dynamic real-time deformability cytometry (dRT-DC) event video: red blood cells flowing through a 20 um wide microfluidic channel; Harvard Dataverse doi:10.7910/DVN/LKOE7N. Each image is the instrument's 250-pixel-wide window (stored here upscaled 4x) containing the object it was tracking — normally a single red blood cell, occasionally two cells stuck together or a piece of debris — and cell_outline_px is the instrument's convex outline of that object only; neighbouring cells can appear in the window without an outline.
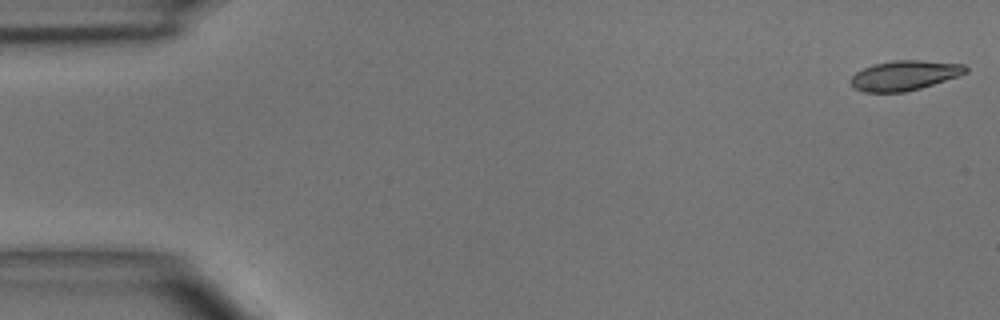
{"species": "common noctule bat (a hibernating species)", "species_latin": "Nyctalus noctula", "temperature_condition": "room temperature", "stored_images_in_passage": 50, "camera_frame_rate_fps": 3000, "um_per_image_px": 0.085, "animal": {"sex": "male", "body_mass_g": 15.6}, "frame": {"image": 1, "passage_image": 1, "time_ms": 0.0, "image_size_px": [1000, 320], "cell_outline_px": [[968, 72], [960, 76], [920, 88], [904, 92], [864, 92], [852, 88], [848, 80], [856, 72], [872, 64], [892, 60], [920, 60], [964, 64], [968, 68]], "centroid_in_image_um": [76.86, 6.41], "position_along_channel_um": 8.1, "area_um2": 20.23}}
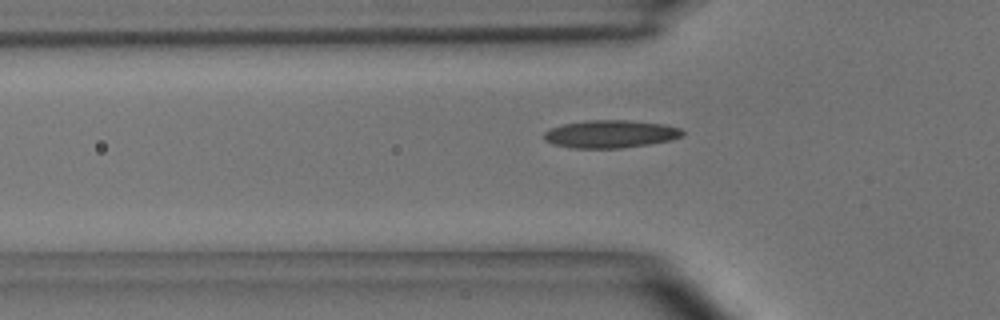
{"frame": {"image": 2, "passage_image": 16, "time_ms": 5.0, "image_size_px": [1000, 320], "cell_outline_px": [[684, 132], [680, 136], [672, 140], [624, 148], [572, 148], [552, 144], [544, 140], [544, 132], [548, 128], [564, 124], [588, 120], [628, 120], [664, 124], [680, 128]], "centroid_in_image_um": [51.86, 11.39], "position_along_channel_um": 73.9, "area_um2": 22.48}}
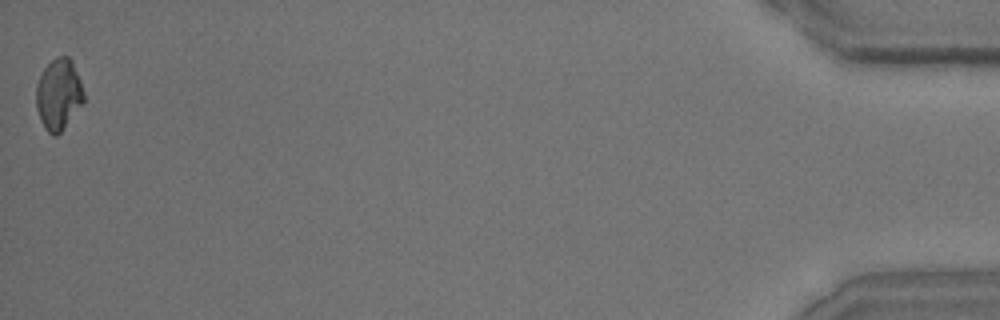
{"frame": {"image": 3, "passage_image": 50, "time_ms": 16.333, "image_size_px": [1000, 320], "cell_outline_px": [[84, 100], [60, 132], [56, 136], [52, 136], [44, 128], [36, 108], [36, 84], [44, 68], [56, 56], [68, 56], [72, 60], [80, 80], [84, 92]], "centroid_in_image_um": [4.96, 8.0], "position_along_channel_um": 430.2, "area_um2": 19.54}, "authors_computed_cell_mechanics": {"area_um2": 20.3167, "velocity_mm_per_s": 3.9595, "shape_relaxation_time_tau1_ms": 4.342, "shape_relaxation_time_tau2_ms": 3.2613, "deformation_change_tau1": 0.1393, "deformation_change_tau2": 0.1077}}